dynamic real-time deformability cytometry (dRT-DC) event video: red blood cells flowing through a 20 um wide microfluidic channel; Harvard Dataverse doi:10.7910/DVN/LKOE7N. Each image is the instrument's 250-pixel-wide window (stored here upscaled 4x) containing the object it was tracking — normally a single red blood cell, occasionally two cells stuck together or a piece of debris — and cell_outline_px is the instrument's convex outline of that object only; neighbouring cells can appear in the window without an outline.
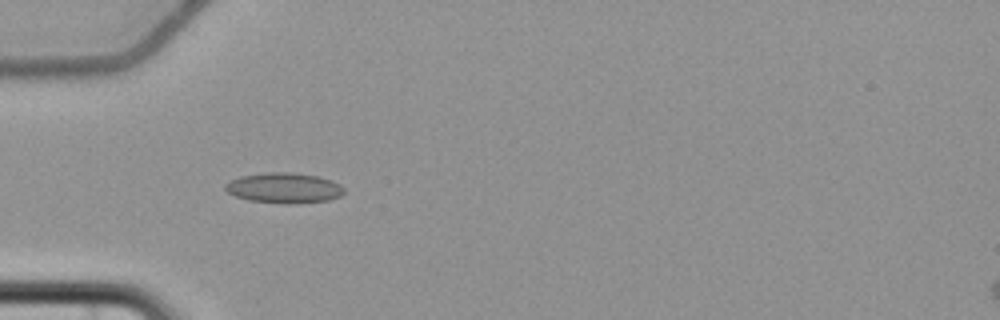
{"species": "common noctule bat (a hibernating species)", "species_latin": "Nyctalus noctula", "temperature_condition": "cold", "stored_images_in_passage": 5, "camera_frame_rate_fps": 3000, "um_per_image_px": 0.085, "animal": {"sex": "female", "body_mass_g": 22.7, "forearm_length_mm": 54.2}, "frame": {"image": 1, "passage_image": 5, "time_ms": 5.0, "image_size_px": [1000, 320], "cell_outline_px": [[344, 192], [340, 196], [328, 200], [288, 204], [248, 200], [236, 196], [228, 192], [224, 188], [224, 184], [240, 176], [264, 172], [292, 172], [320, 176], [332, 180], [340, 184], [344, 188]], "centroid_in_image_um": [24.15, 15.96], "position_along_channel_um": 60.8, "area_um2": 21.1}}